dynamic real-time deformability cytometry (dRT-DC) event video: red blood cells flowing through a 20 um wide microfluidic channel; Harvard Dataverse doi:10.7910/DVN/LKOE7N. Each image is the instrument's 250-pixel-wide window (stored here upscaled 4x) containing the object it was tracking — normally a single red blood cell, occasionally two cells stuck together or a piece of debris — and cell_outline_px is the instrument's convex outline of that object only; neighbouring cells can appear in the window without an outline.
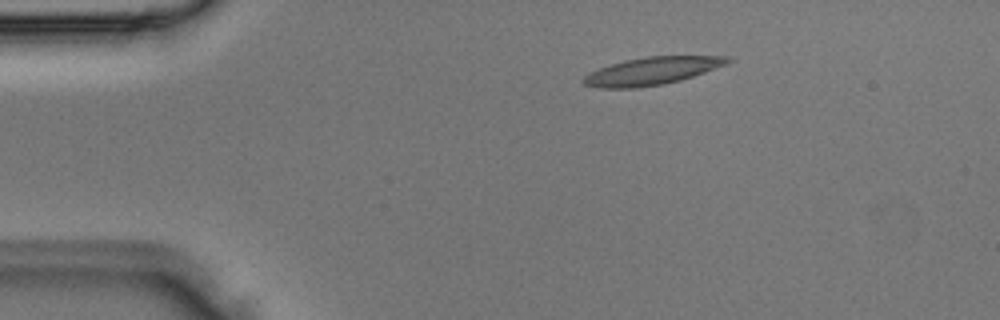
{"species": "Egyptian fruit bat (a non-hibernating species)", "species_latin": "Rousettus aegyptiacus", "temperature_condition": "room temperature", "stored_images_in_passage": 3, "camera_frame_rate_fps": 3000, "um_per_image_px": 0.085, "animal": {"sex": "male"}, "frame": {"image": 1, "passage_image": 2, "time_ms": 0.333, "image_size_px": [1000, 320], "cell_outline_px": [[732, 60], [728, 64], [680, 80], [664, 84], [636, 88], [596, 88], [584, 84], [580, 80], [584, 76], [600, 68], [624, 60], [648, 56], [728, 56]], "centroid_in_image_um": [55.41, 6.04], "position_along_channel_um": 29.6, "area_um2": 23.12}}